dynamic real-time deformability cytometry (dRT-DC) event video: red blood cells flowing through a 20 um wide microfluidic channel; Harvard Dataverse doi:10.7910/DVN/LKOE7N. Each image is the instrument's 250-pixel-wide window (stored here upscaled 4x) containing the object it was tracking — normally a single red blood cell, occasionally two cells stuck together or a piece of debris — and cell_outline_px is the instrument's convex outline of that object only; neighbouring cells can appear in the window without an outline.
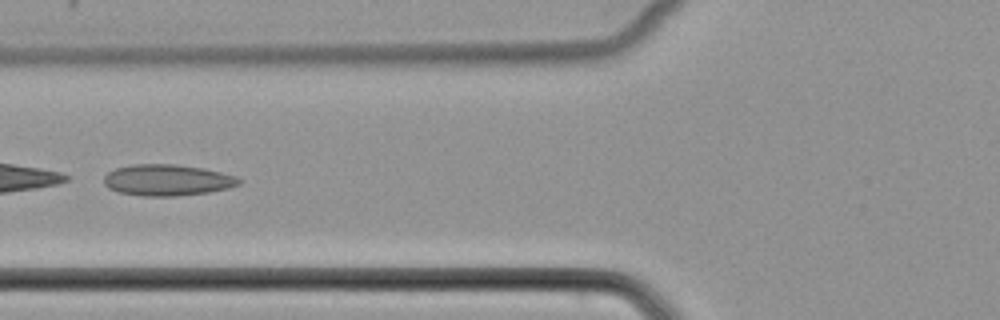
{"species": "common noctule bat (a hibernating species)", "species_latin": "Nyctalus noctula", "temperature_condition": "cold", "stored_images_in_passage": 41, "camera_frame_rate_fps": 3000, "um_per_image_px": 0.085, "animal": {"sex": "female", "body_mass_g": 22.7, "forearm_length_mm": 54.2}, "frame": {"image": 1, "passage_image": 12, "time_ms": 3.667, "image_size_px": [1000, 320], "cell_outline_px": [[244, 180], [240, 184], [228, 188], [208, 192], [176, 196], [144, 196], [120, 192], [108, 188], [104, 184], [104, 176], [108, 172], [116, 168], [132, 164], [176, 164], [204, 168], [236, 176]], "centroid_in_image_um": [14.24, 15.3], "position_along_channel_um": 111.6, "area_um2": 24.68}}
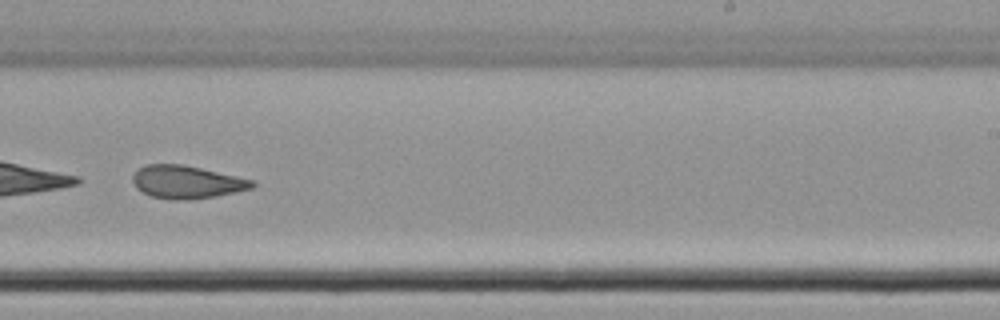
{"frame": {"image": 2, "passage_image": 24, "time_ms": 7.667, "image_size_px": [1000, 320], "cell_outline_px": [[256, 184], [252, 188], [236, 192], [216, 196], [176, 200], [152, 196], [136, 188], [132, 180], [132, 176], [144, 164], [184, 164], [256, 180]], "centroid_in_image_um": [15.9, 15.45], "position_along_channel_um": 273.1, "area_um2": 22.83}}
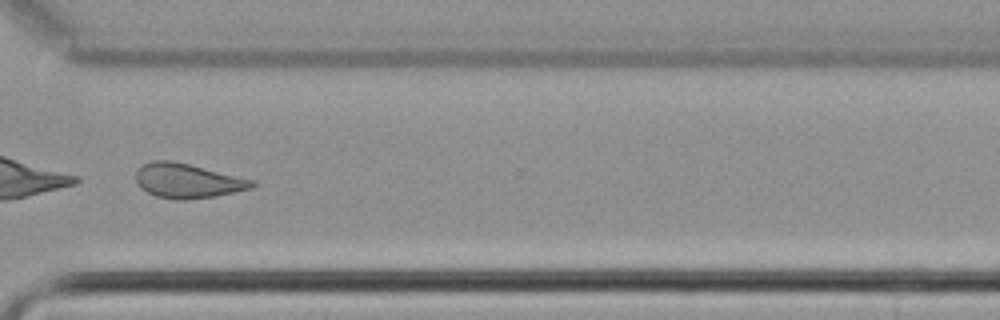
{"frame": {"image": 3, "passage_image": 30, "time_ms": 9.667, "image_size_px": [1000, 320], "cell_outline_px": [[256, 184], [252, 188], [216, 196], [188, 200], [172, 200], [156, 196], [140, 188], [136, 180], [136, 172], [144, 164], [152, 160], [172, 160], [252, 180]], "centroid_in_image_um": [15.9, 15.38], "position_along_channel_um": 354.7, "area_um2": 23.18}}